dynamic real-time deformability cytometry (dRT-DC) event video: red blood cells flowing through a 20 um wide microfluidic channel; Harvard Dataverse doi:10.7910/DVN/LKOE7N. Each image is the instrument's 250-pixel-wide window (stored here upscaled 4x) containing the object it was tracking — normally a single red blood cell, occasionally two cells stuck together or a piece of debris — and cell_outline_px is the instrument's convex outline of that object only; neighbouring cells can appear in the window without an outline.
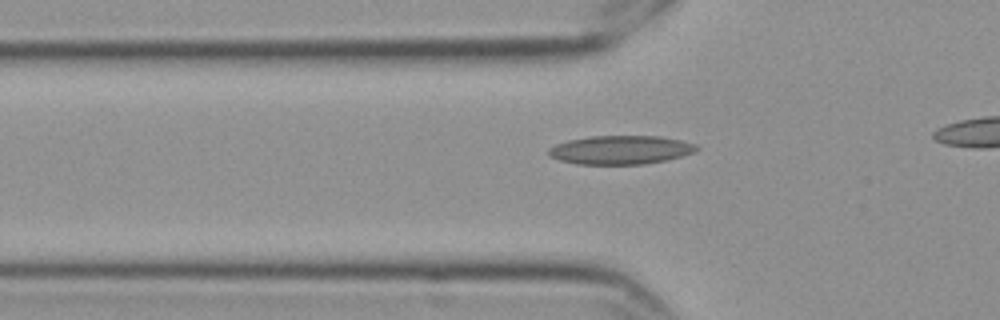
{"species": "Egyptian fruit bat (a non-hibernating species)", "species_latin": "Rousettus aegyptiacus", "temperature_condition": "cold", "stored_images_in_passage": 42, "camera_frame_rate_fps": 3000, "um_per_image_px": 0.085, "frame": {"image": 1, "passage_image": 14, "time_ms": 4.333, "image_size_px": [1000, 320], "cell_outline_px": [[700, 148], [692, 152], [680, 156], [664, 160], [644, 164], [576, 164], [560, 160], [548, 156], [548, 148], [556, 144], [568, 140], [592, 136], [660, 136], [680, 140], [696, 144]], "centroid_in_image_um": [52.71, 12.74], "position_along_channel_um": 73.1, "area_um2": 24.62}}
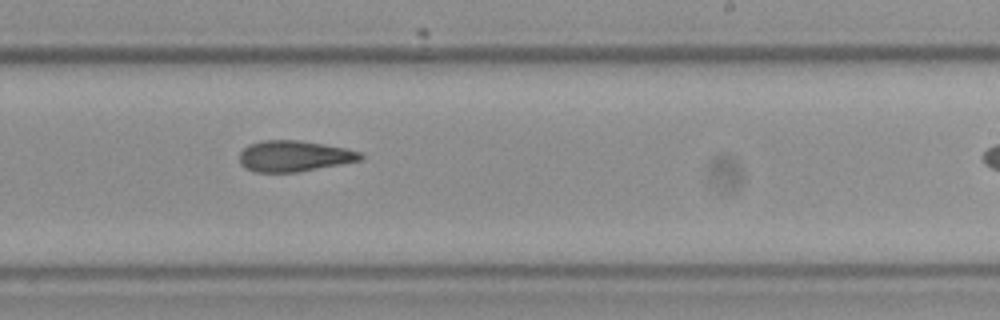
{"frame": {"image": 2, "passage_image": 30, "time_ms": 9.667, "image_size_px": [1000, 320], "cell_outline_px": [[364, 160], [300, 172], [252, 172], [244, 168], [240, 164], [240, 152], [248, 144], [260, 140], [300, 140], [324, 144], [344, 148], [360, 152], [364, 156]], "centroid_in_image_um": [24.99, 13.27], "position_along_channel_um": 264.0, "area_um2": 22.2}}
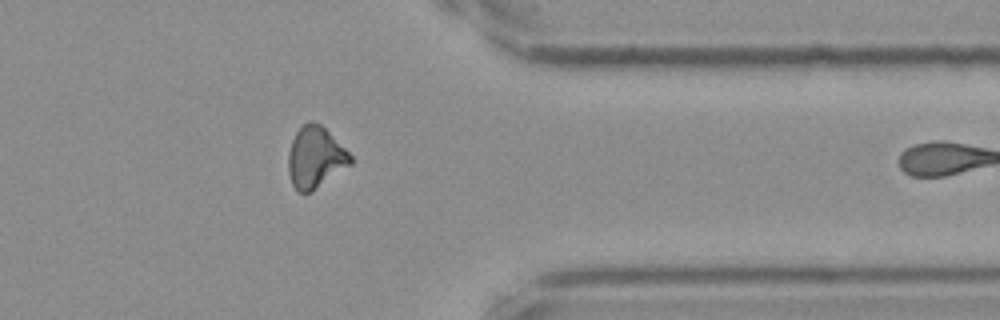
{"frame": {"image": 3, "passage_image": 41, "time_ms": 13.333, "image_size_px": [1000, 320], "cell_outline_px": [[352, 164], [312, 192], [300, 192], [292, 184], [288, 172], [288, 152], [292, 140], [296, 132], [308, 120], [312, 120], [320, 124], [352, 156]], "centroid_in_image_um": [26.79, 13.39], "position_along_channel_um": 384.6, "area_um2": 22.14}}